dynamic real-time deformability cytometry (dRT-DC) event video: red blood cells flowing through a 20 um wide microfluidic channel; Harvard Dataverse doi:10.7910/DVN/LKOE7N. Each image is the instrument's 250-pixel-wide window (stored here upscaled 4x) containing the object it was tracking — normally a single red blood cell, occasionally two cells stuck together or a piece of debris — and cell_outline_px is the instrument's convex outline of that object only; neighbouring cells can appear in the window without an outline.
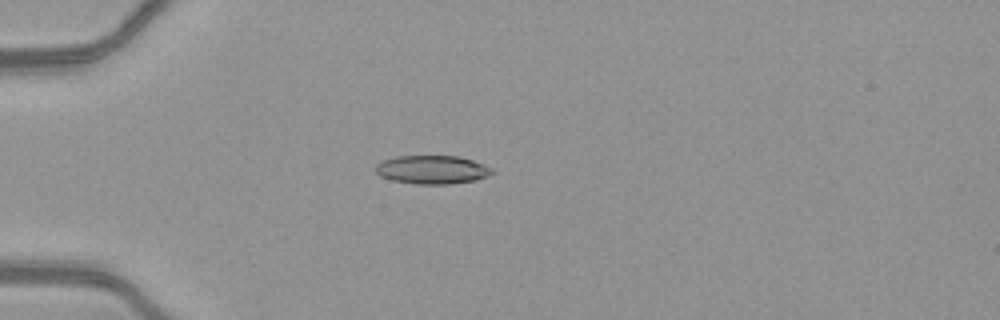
{"species": "common noctule bat (a hibernating species)", "species_latin": "Nyctalus noctula", "temperature_condition": "warm", "stored_images_in_passage": 52, "camera_frame_rate_fps": 3000, "um_per_image_px": 0.085, "animal": {"sex": "female", "body_mass_g": 21.9}, "frame": {"image": 1, "passage_image": 16, "time_ms": 5.0, "image_size_px": [1000, 320], "cell_outline_px": [[496, 172], [488, 176], [476, 180], [452, 184], [416, 184], [392, 180], [380, 176], [376, 172], [376, 164], [384, 160], [396, 156], [460, 156], [484, 164], [492, 168]], "centroid_in_image_um": [36.77, 14.42], "position_along_channel_um": 48.2, "area_um2": 19.48}}
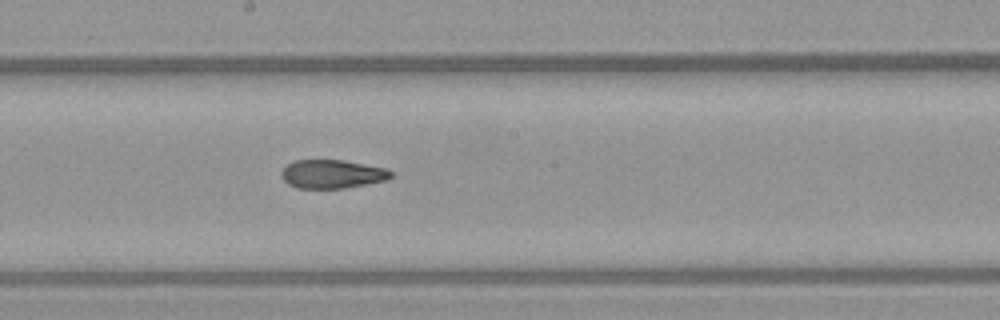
{"frame": {"image": 2, "passage_image": 30, "time_ms": 9.667, "image_size_px": [1000, 320], "cell_outline_px": [[392, 176], [388, 180], [344, 188], [296, 188], [288, 184], [280, 176], [280, 172], [292, 160], [344, 160], [388, 168], [392, 172]], "centroid_in_image_um": [28.24, 14.79], "position_along_channel_um": 220.0, "area_um2": 18.44}}
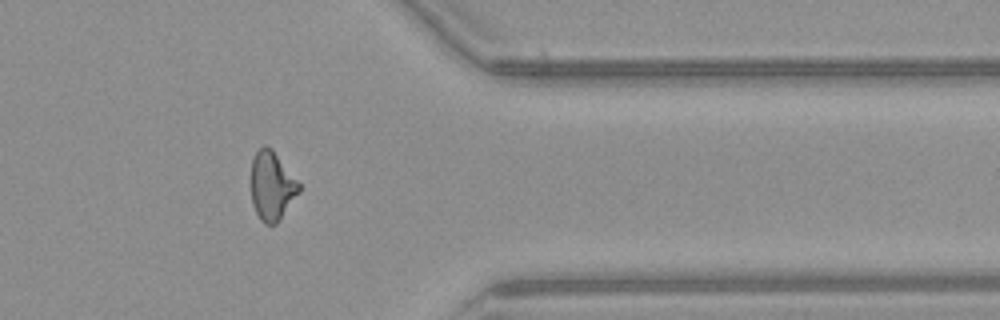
{"frame": {"image": 3, "passage_image": 43, "time_ms": 14.0, "image_size_px": [1000, 320], "cell_outline_px": [[300, 192], [280, 220], [276, 224], [264, 224], [260, 220], [252, 204], [252, 160], [256, 152], [264, 144], [272, 148], [300, 184]], "centroid_in_image_um": [23.12, 15.82], "position_along_channel_um": 388.3, "area_um2": 19.19}, "authors_computed_cell_mechanics": {"area_um2": 19.4208, "velocity_mm_per_s": 4.1535, "shape_relaxation_time_tau1_ms": null, "shape_relaxation_time_tau2_ms": 2.5366, "deformation_change_tau1": null, "deformation_change_tau2": 0.1038}}